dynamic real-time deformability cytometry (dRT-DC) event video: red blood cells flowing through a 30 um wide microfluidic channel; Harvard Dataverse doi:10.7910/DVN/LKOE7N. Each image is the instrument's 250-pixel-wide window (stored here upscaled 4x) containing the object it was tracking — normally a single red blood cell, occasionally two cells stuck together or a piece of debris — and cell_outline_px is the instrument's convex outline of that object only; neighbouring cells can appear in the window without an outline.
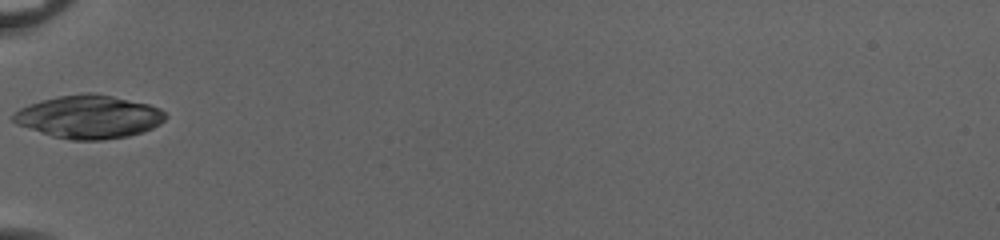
{"species": "common noctule bat (a hibernating species)", "species_latin": "Nyctalus noctula", "temperature_condition": "cold", "stored_images_in_passage": 22, "camera_frame_rate_fps": 3000, "um_per_image_px": 0.085, "animal": {"sex": "female", "body_mass_g": 20.0, "forearm_length_mm": 54.0}, "frame": {"image": 1, "passage_image": 1, "time_ms": 0.0, "image_size_px": [1000, 240], "cell_outline_px": [[168, 116], [160, 124], [144, 132], [128, 136], [100, 140], [72, 140], [52, 136], [16, 124], [12, 120], [12, 116], [20, 108], [28, 104], [40, 100], [80, 92], [92, 92], [112, 96], [148, 104], [160, 108]], "centroid_in_image_um": [7.56, 9.92], "position_along_channel_um": 77.4, "area_um2": 38.32}}